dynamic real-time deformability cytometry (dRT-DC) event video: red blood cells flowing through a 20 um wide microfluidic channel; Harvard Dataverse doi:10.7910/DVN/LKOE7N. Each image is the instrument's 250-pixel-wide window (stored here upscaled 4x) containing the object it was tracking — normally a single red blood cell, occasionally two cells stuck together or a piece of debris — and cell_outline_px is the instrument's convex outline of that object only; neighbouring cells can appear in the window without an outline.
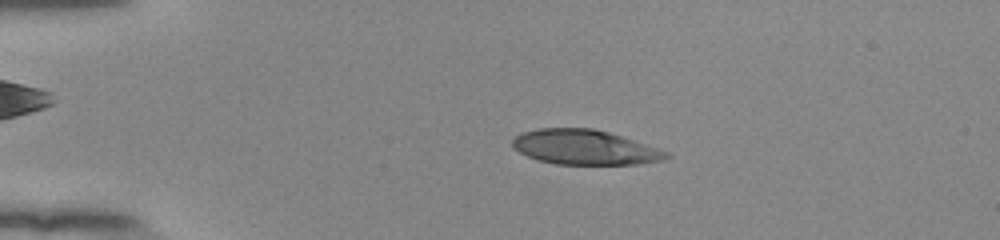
{"species": "human", "species_latin": "Homo sapiens", "temperature_condition": "room temperature", "stored_images_in_passage": 53, "camera_frame_rate_fps": 3000, "um_per_image_px": 0.085, "donor": {"sex": "female"}, "frame": {"image": 1, "passage_image": 12, "time_ms": 3.667, "image_size_px": [1000, 240], "cell_outline_px": [[672, 156], [664, 160], [636, 164], [556, 164], [540, 160], [528, 156], [512, 148], [512, 140], [520, 132], [536, 128], [592, 128], [608, 132], [668, 152]], "centroid_in_image_um": [49.66, 12.51], "position_along_channel_um": 35.3, "area_um2": 30.98}}
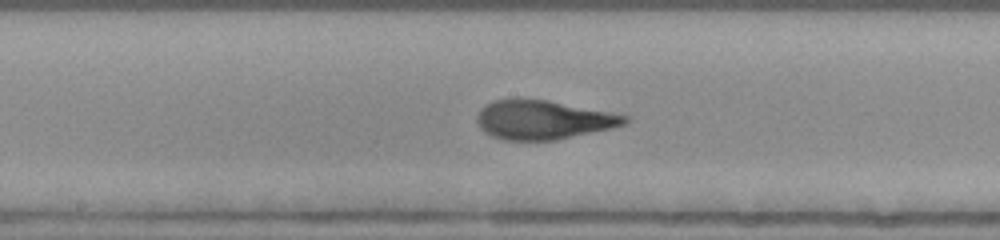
{"frame": {"image": 2, "passage_image": 29, "time_ms": 9.333, "image_size_px": [1000, 240], "cell_outline_px": [[628, 120], [624, 124], [612, 128], [556, 140], [504, 140], [492, 136], [484, 132], [480, 128], [476, 120], [476, 116], [480, 108], [484, 104], [492, 100], [520, 96], [548, 100], [628, 116]], "centroid_in_image_um": [46.07, 10.15], "position_along_channel_um": 202.1, "area_um2": 34.04}}
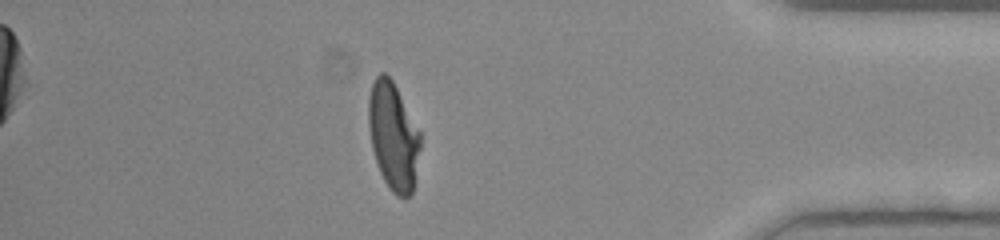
{"frame": {"image": 3, "passage_image": 47, "time_ms": 15.333, "image_size_px": [1000, 240], "cell_outline_px": [[420, 148], [412, 192], [408, 196], [396, 196], [388, 188], [380, 172], [372, 148], [368, 124], [368, 96], [372, 84], [376, 76], [380, 72], [384, 72], [392, 80], [420, 132]], "centroid_in_image_um": [33.4, 11.56], "position_along_channel_um": 401.8, "area_um2": 32.14}, "authors_computed_cell_mechanics": {"area_um2": 32.946, "velocity_mm_per_s": 3.8824, "shape_relaxation_time_tau1_ms": 4.0385, "shape_relaxation_time_tau2_ms": 0.8231, "deformation_change_tau1": 0.2103, "deformation_change_tau2": 0.0733}}